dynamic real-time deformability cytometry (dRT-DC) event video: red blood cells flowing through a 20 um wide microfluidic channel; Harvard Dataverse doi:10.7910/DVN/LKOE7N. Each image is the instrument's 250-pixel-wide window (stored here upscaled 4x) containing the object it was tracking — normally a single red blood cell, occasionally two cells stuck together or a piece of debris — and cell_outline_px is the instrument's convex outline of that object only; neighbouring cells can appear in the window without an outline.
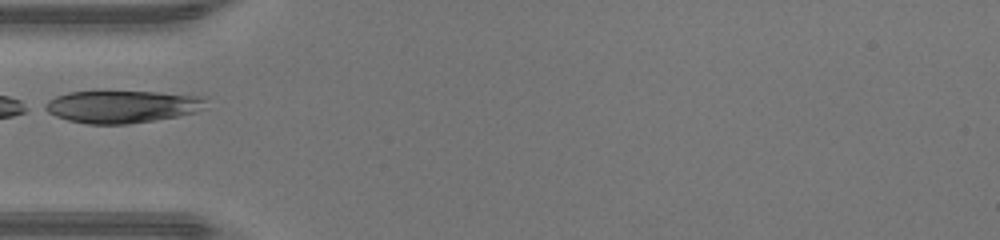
{"species": "human", "species_latin": "Homo sapiens", "temperature_condition": "warm", "stored_images_in_passage": 26, "camera_frame_rate_fps": 3000, "um_per_image_px": 0.085, "donor": {"sex": "male"}, "frame": {"image": 1, "passage_image": 1, "time_ms": 0.0, "image_size_px": [1000, 240], "cell_outline_px": [[208, 108], [196, 112], [176, 116], [128, 124], [88, 124], [68, 120], [56, 116], [40, 108], [48, 100], [56, 96], [68, 92], [160, 92], [208, 96]], "centroid_in_image_um": [10.44, 9.05], "position_along_channel_um": 74.6, "area_um2": 30.69}}
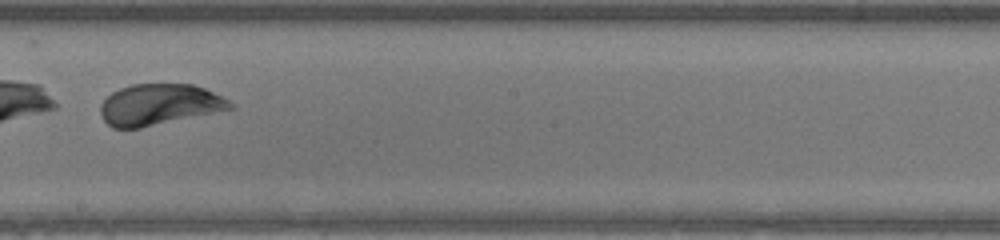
{"frame": {"image": 2, "passage_image": 12, "time_ms": 3.667, "image_size_px": [1000, 240], "cell_outline_px": [[236, 108], [140, 128], [112, 128], [104, 120], [100, 112], [100, 104], [112, 92], [120, 88], [132, 84], [192, 84], [204, 88], [236, 104]], "centroid_in_image_um": [13.54, 8.89], "position_along_channel_um": 234.7, "area_um2": 31.04}}
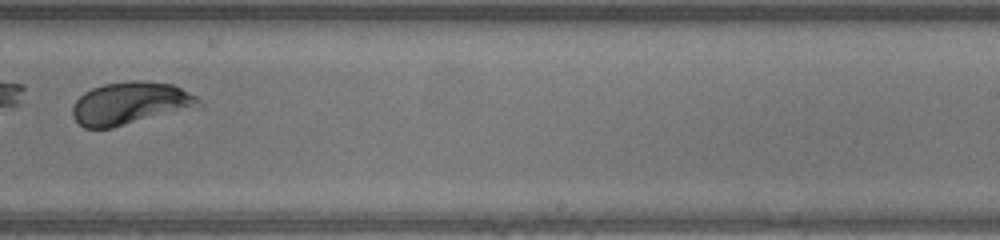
{"frame": {"image": 3, "passage_image": 15, "time_ms": 4.667, "image_size_px": [1000, 240], "cell_outline_px": [[204, 108], [112, 128], [84, 128], [72, 116], [72, 108], [76, 100], [84, 92], [92, 88], [104, 84], [132, 80], [140, 80], [172, 84], [196, 96], [204, 104]], "centroid_in_image_um": [11.17, 8.8], "position_along_channel_um": 277.8, "area_um2": 32.14}}